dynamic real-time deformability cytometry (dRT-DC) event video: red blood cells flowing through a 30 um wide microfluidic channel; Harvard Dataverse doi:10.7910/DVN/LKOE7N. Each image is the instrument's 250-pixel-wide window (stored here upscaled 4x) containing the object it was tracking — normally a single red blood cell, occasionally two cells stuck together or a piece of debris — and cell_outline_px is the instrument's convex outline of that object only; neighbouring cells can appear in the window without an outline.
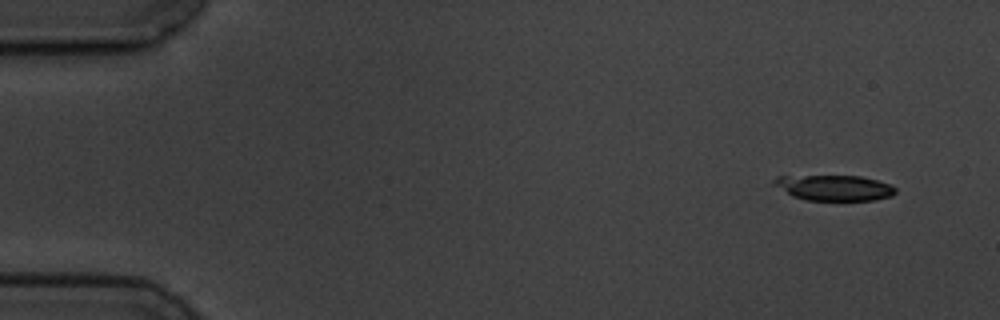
{"species": "common noctule bat (a hibernating species)", "species_latin": "Nyctalus noctula", "temperature_condition": "cold", "stored_images_in_passage": 4, "camera_frame_rate_fps": 3000, "um_per_image_px": 0.085, "animal": {"sex": "male", "body_mass_g": 19.5, "forearm_length_mm": 54.6}, "frame": {"image": 1, "passage_image": 1, "time_ms": 0.0, "image_size_px": [1000, 320], "cell_outline_px": [[896, 192], [892, 196], [876, 200], [808, 200], [792, 196], [772, 184], [772, 180], [776, 176], [860, 176], [892, 184], [896, 188]], "centroid_in_image_um": [70.92, 15.96], "position_along_channel_um": 14.1, "area_um2": 18.15}}
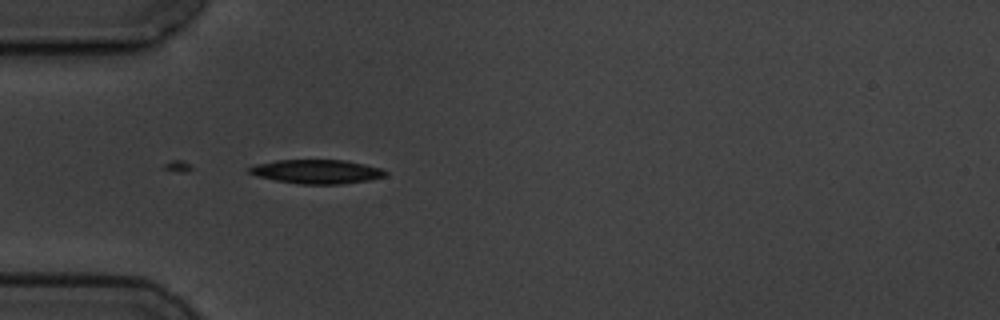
{"frame": {"image": 2, "passage_image": 4, "time_ms": 4.333, "image_size_px": [1000, 320], "cell_outline_px": [[388, 176], [368, 180], [340, 184], [300, 184], [276, 180], [260, 176], [248, 172], [248, 168], [256, 164], [276, 160], [344, 160], [364, 164], [380, 168], [388, 172]], "centroid_in_image_um": [26.96, 14.58], "position_along_channel_um": 58.0, "area_um2": 18.9}}